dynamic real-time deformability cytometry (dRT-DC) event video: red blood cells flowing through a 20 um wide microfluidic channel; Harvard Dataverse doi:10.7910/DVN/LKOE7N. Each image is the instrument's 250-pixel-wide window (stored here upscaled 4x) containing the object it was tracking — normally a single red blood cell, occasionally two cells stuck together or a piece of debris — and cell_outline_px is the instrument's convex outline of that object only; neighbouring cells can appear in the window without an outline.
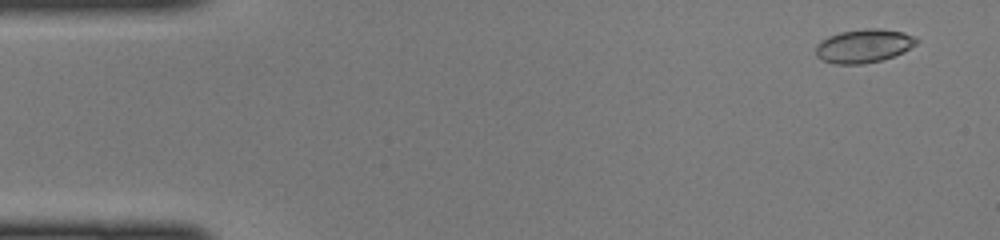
{"species": "common noctule bat (a hibernating species)", "species_latin": "Nyctalus noctula", "temperature_condition": "cold", "stored_images_in_passage": 47, "camera_frame_rate_fps": 3000, "um_per_image_px": 0.085, "animal": {"sex": "female", "body_mass_g": 22.0, "forearm_length_mm": 56.7}, "frame": {"image": 1, "passage_image": 3, "time_ms": 0.667, "image_size_px": [1000, 240], "cell_outline_px": [[920, 40], [916, 44], [904, 52], [880, 60], [860, 64], [836, 64], [824, 60], [816, 56], [816, 44], [820, 40], [828, 36], [840, 32], [864, 28], [876, 28], [904, 32], [916, 36]], "centroid_in_image_um": [73.43, 3.88], "position_along_channel_um": 11.6, "area_um2": 19.77}}
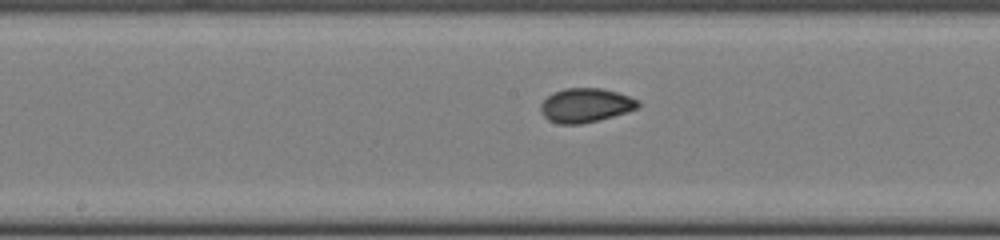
{"frame": {"image": 2, "passage_image": 24, "time_ms": 7.667, "image_size_px": [1000, 240], "cell_outline_px": [[640, 108], [628, 112], [580, 124], [560, 124], [548, 120], [540, 112], [540, 104], [552, 92], [564, 88], [600, 88], [616, 92], [640, 100]], "centroid_in_image_um": [49.77, 8.94], "position_along_channel_um": 198.4, "area_um2": 19.42}}
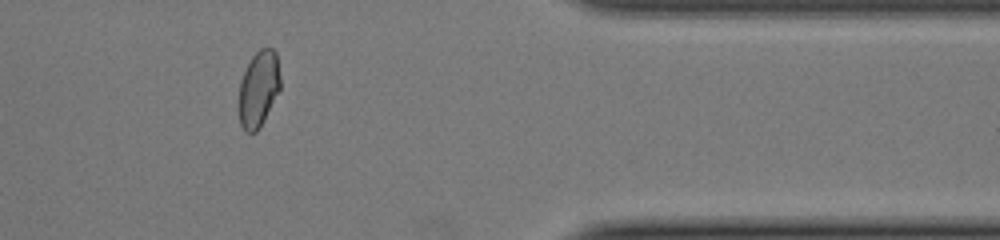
{"frame": {"image": 3, "passage_image": 39, "time_ms": 12.667, "image_size_px": [1000, 240], "cell_outline_px": [[280, 88], [256, 132], [244, 132], [240, 124], [240, 80], [252, 56], [260, 48], [272, 48], [276, 52], [280, 76]], "centroid_in_image_um": [21.98, 7.51], "position_along_channel_um": 389.4, "area_um2": 17.86}}